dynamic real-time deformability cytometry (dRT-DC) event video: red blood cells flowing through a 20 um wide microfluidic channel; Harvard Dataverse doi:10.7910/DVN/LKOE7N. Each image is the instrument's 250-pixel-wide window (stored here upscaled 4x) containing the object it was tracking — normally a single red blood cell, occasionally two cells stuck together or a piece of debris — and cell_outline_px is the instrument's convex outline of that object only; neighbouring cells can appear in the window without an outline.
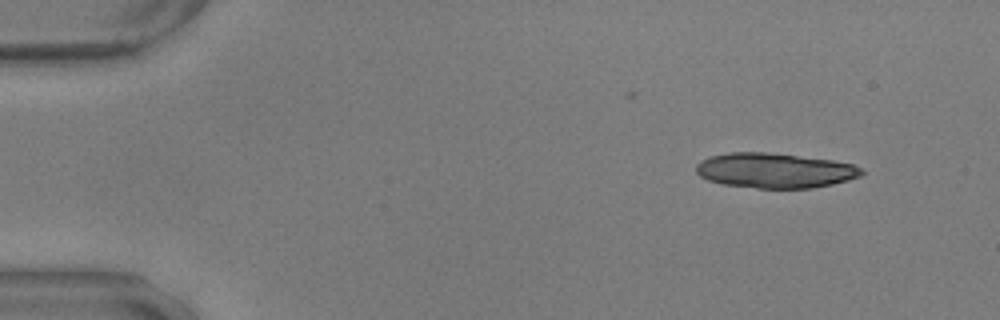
{"species": "common noctule bat (a hibernating species)", "species_latin": "Nyctalus noctula", "temperature_condition": "warm", "stored_images_in_passage": 38, "camera_frame_rate_fps": 3000, "um_per_image_px": 0.085, "animal": {"sex": "male", "body_mass_g": 17.9, "forearm_length_mm": 54.2}, "frame": {"image": 1, "passage_image": 1, "time_ms": 0.0, "image_size_px": [1000, 320], "cell_outline_px": [[864, 172], [860, 176], [848, 180], [832, 184], [812, 188], [756, 188], [724, 184], [708, 180], [700, 176], [696, 172], [696, 164], [700, 160], [712, 156], [732, 152], [764, 152], [832, 160], [852, 164], [860, 168]], "centroid_in_image_um": [65.84, 14.5], "position_along_channel_um": 19.2, "area_um2": 33.47}}